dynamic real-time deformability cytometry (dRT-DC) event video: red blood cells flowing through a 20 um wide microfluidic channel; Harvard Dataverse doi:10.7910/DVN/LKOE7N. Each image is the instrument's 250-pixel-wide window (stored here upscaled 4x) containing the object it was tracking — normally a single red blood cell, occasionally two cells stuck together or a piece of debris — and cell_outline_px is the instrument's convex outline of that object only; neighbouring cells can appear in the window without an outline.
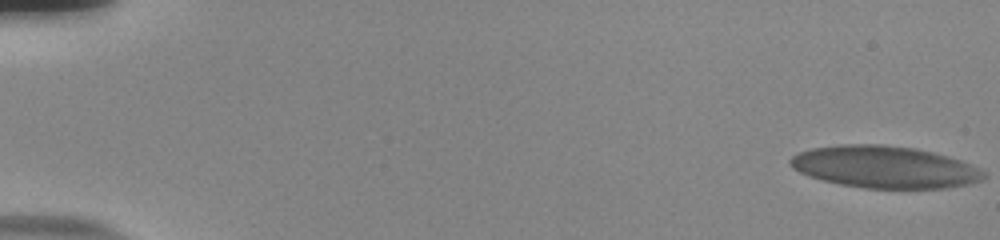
{"species": "human", "species_latin": "Homo sapiens", "temperature_condition": "room temperature", "stored_images_in_passage": 56, "camera_frame_rate_fps": 3000, "um_per_image_px": 0.085, "donor": {"sex": "male"}, "frame": {"image": 1, "passage_image": 1, "time_ms": 0.0, "image_size_px": [1000, 240], "cell_outline_px": [[984, 176], [976, 180], [960, 184], [936, 188], [868, 188], [844, 184], [824, 180], [800, 172], [792, 164], [792, 156], [800, 152], [816, 148], [848, 144], [876, 144], [912, 148], [944, 156], [956, 160], [964, 164]], "centroid_in_image_um": [75.05, 14.19], "position_along_channel_um": 10.0, "area_um2": 44.85}}
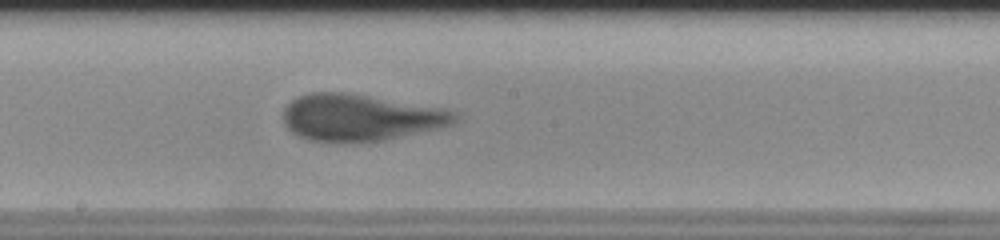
{"frame": {"image": 2, "passage_image": 32, "time_ms": 10.333, "image_size_px": [1000, 240], "cell_outline_px": [[456, 120], [448, 124], [380, 140], [344, 144], [308, 140], [292, 132], [288, 128], [284, 120], [284, 108], [296, 96], [312, 92], [344, 92], [432, 108], [452, 112], [456, 116]], "centroid_in_image_um": [30.4, 10.01], "position_along_channel_um": 217.8, "area_um2": 45.08}}
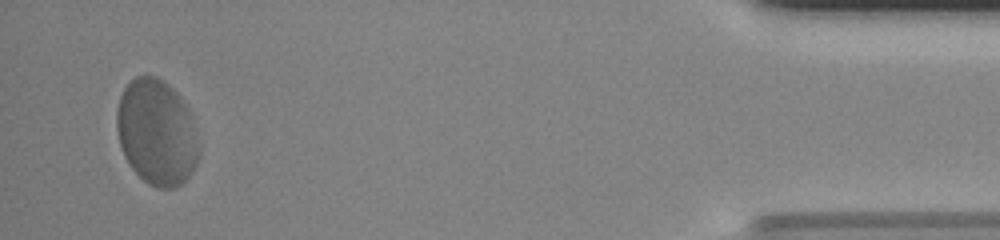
{"frame": {"image": 3, "passage_image": 54, "time_ms": 17.667, "image_size_px": [1000, 240], "cell_outline_px": [[196, 164], [188, 176], [180, 184], [172, 188], [160, 188], [148, 184], [132, 168], [124, 156], [120, 144], [116, 128], [116, 112], [120, 96], [124, 88], [136, 76], [156, 76], [168, 84], [180, 96], [188, 112], [196, 152]], "centroid_in_image_um": [13.23, 11.23], "position_along_channel_um": 422.0, "area_um2": 49.25}, "authors_computed_cell_mechanics": {"area_um2": 44.6794, "velocity_mm_per_s": 3.7147, "shape_relaxation_time_tau1_ms": 3.9518, "shape_relaxation_time_tau2_ms": 0.7515, "deformation_change_tau1": 0.174, "deformation_change_tau2": 0.0934}}